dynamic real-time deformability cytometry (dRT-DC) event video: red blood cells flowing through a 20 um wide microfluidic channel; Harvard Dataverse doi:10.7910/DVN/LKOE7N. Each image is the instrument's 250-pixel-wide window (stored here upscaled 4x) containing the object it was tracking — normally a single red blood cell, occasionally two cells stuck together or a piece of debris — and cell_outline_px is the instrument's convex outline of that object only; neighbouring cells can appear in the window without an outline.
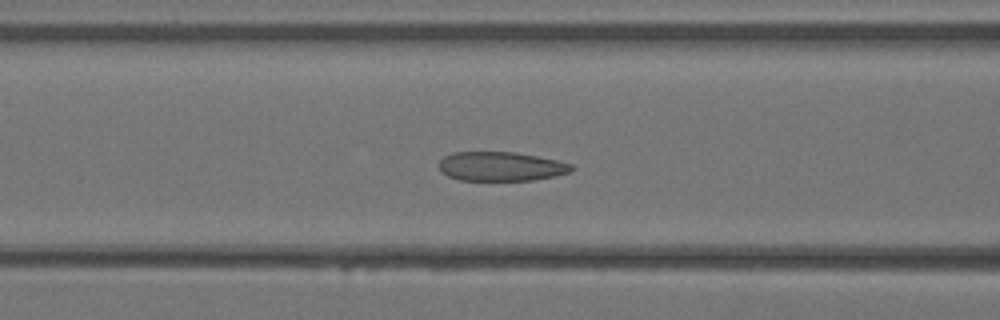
{"species": "Egyptian fruit bat (a non-hibernating species)", "species_latin": "Rousettus aegyptiacus", "temperature_condition": "warm", "stored_images_in_passage": 25, "camera_frame_rate_fps": 3000, "um_per_image_px": 0.085, "animal": {"sex": "female"}, "frame": {"image": 1, "passage_image": 8, "time_ms": 2.333, "image_size_px": [1000, 320], "cell_outline_px": [[572, 168], [568, 172], [556, 176], [532, 180], [460, 180], [448, 176], [440, 172], [440, 160], [444, 156], [452, 152], [516, 152], [556, 160], [572, 164]], "centroid_in_image_um": [42.54, 14.14], "position_along_channel_um": 124.1, "area_um2": 22.43}}
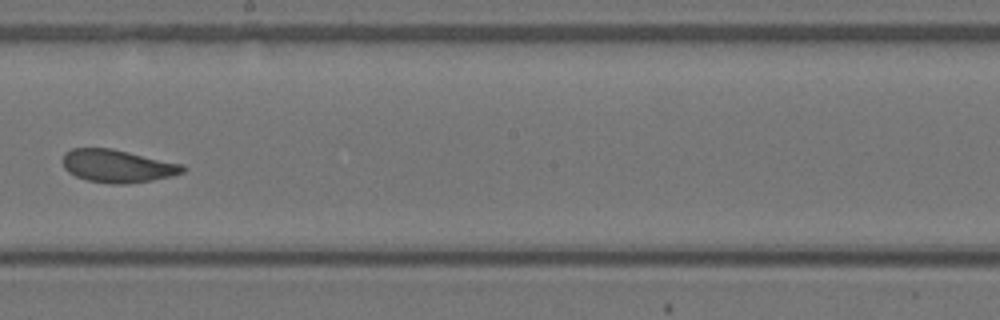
{"frame": {"image": 2, "passage_image": 14, "time_ms": 4.333, "image_size_px": [1000, 320], "cell_outline_px": [[188, 168], [184, 172], [172, 176], [152, 180], [128, 184], [112, 184], [88, 180], [76, 176], [68, 172], [64, 168], [64, 152], [72, 148], [112, 148], [184, 164]], "centroid_in_image_um": [10.03, 14.11], "position_along_channel_um": 238.2, "area_um2": 23.12}}
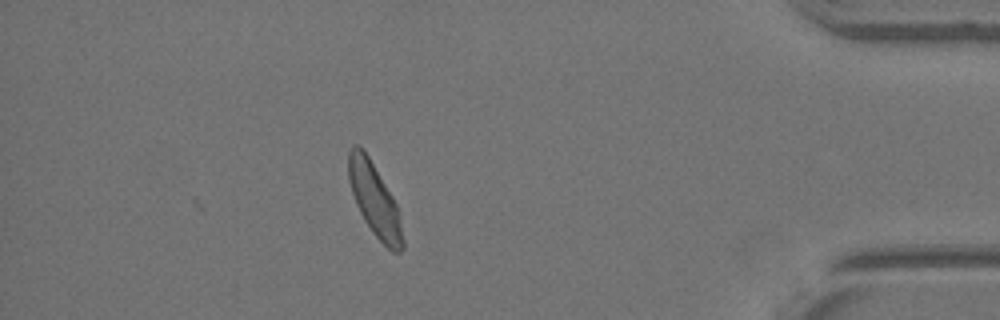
{"frame": {"image": 3, "passage_image": 25, "time_ms": 8.0, "image_size_px": [1000, 320], "cell_outline_px": [[404, 248], [400, 252], [392, 252], [372, 232], [364, 220], [356, 204], [348, 180], [348, 152], [352, 144], [360, 144], [364, 148], [392, 196], [396, 204], [404, 240]], "centroid_in_image_um": [31.81, 16.94], "position_along_channel_um": 403.4, "area_um2": 22.95}}